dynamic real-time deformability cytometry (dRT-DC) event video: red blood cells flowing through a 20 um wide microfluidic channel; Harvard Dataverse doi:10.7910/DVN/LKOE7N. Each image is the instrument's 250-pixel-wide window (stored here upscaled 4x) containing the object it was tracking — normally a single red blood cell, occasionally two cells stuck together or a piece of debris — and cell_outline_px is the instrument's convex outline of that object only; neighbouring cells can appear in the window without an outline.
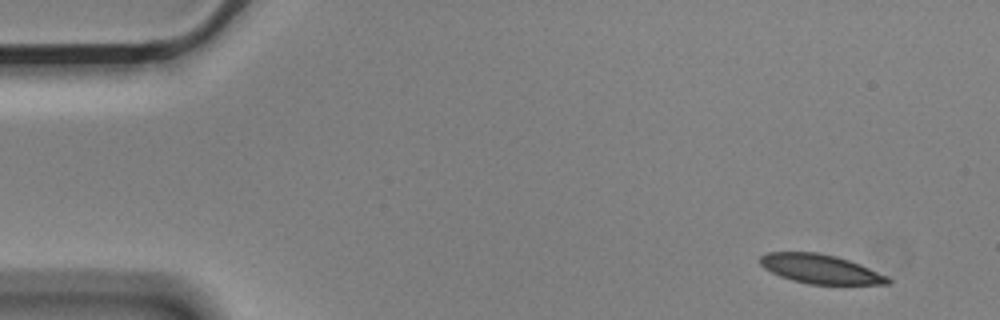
{"species": "Egyptian fruit bat (a non-hibernating species)", "species_latin": "Rousettus aegyptiacus", "temperature_condition": "cold", "stored_images_in_passage": 5, "camera_frame_rate_fps": 3000, "um_per_image_px": 0.085, "animal": {"sex": "male"}, "frame": {"image": 1, "passage_image": 1, "time_ms": 0.0, "image_size_px": [1000, 320], "cell_outline_px": [[892, 284], [808, 284], [792, 280], [780, 276], [764, 268], [760, 264], [760, 256], [768, 252], [816, 252], [836, 256], [860, 264], [888, 276], [892, 280]], "centroid_in_image_um": [69.75, 22.86], "position_along_channel_um": 15.3, "area_um2": 21.68}}
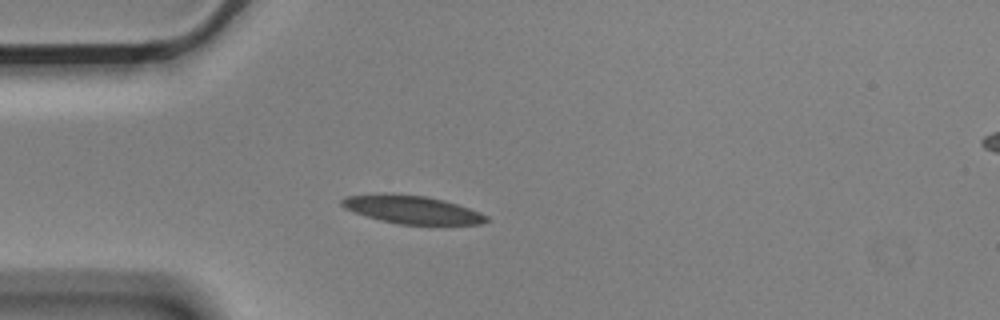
{"frame": {"image": 2, "passage_image": 4, "time_ms": 1.0, "image_size_px": [1000, 320], "cell_outline_px": [[488, 220], [484, 224], [444, 228], [400, 224], [380, 220], [352, 212], [344, 208], [340, 204], [340, 200], [348, 196], [424, 196], [444, 200], [480, 212], [488, 216]], "centroid_in_image_um": [35.21, 17.93], "position_along_channel_um": 49.8, "area_um2": 23.81}}